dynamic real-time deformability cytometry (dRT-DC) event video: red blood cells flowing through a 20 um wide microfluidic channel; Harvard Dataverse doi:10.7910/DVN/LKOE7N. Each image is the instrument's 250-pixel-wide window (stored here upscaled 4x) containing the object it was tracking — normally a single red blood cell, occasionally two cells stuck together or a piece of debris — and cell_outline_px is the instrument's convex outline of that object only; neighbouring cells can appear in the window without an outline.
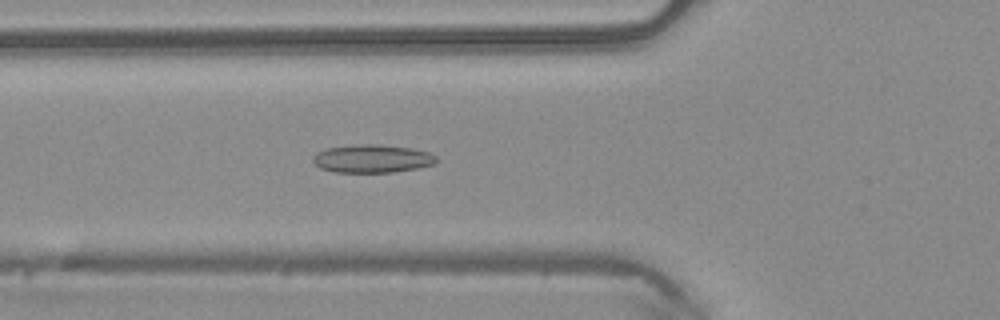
{"species": "common noctule bat (a hibernating species)", "species_latin": "Nyctalus noctula", "temperature_condition": "warm", "stored_images_in_passage": 37, "camera_frame_rate_fps": 3000, "um_per_image_px": 0.085, "animal": {"sex": "male", "body_mass_g": 20.4}, "frame": {"image": 1, "passage_image": 6, "time_ms": 1.667, "image_size_px": [1000, 320], "cell_outline_px": [[436, 160], [432, 164], [420, 168], [392, 172], [336, 172], [320, 168], [312, 160], [312, 156], [328, 148], [364, 144], [376, 144], [412, 148], [428, 152], [436, 156]], "centroid_in_image_um": [31.65, 13.49], "position_along_channel_um": 94.1, "area_um2": 19.94}}
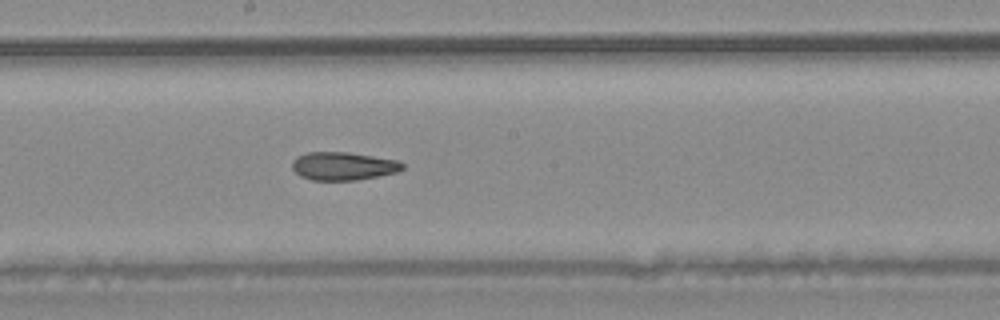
{"frame": {"image": 2, "passage_image": 15, "time_ms": 4.667, "image_size_px": [1000, 320], "cell_outline_px": [[404, 168], [396, 172], [356, 180], [312, 180], [300, 176], [292, 168], [292, 160], [296, 156], [308, 152], [348, 152], [400, 160], [404, 164]], "centroid_in_image_um": [29.17, 14.1], "position_along_channel_um": 219.0, "area_um2": 18.15}}
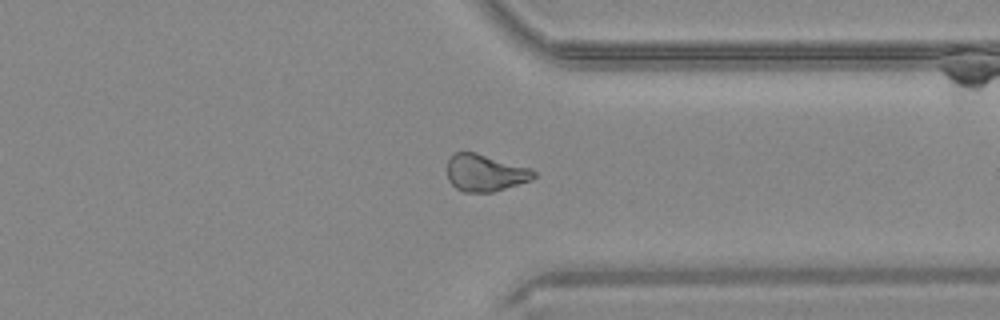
{"frame": {"image": 3, "passage_image": 26, "time_ms": 8.333, "image_size_px": [1000, 320], "cell_outline_px": [[536, 176], [532, 180], [492, 192], [464, 192], [456, 188], [448, 180], [448, 160], [456, 152], [476, 152], [532, 168], [536, 172]], "centroid_in_image_um": [41.27, 14.69], "position_along_channel_um": 370.1, "area_um2": 18.73}, "authors_computed_cell_mechanics": {"area_um2": 18.7272, "velocity_mm_per_s": 4.1374, "shape_relaxation_time_tau1_ms": null, "shape_relaxation_time_tau2_ms": 2.3395, "deformation_change_tau1": null, "deformation_change_tau2": 0.0924}}